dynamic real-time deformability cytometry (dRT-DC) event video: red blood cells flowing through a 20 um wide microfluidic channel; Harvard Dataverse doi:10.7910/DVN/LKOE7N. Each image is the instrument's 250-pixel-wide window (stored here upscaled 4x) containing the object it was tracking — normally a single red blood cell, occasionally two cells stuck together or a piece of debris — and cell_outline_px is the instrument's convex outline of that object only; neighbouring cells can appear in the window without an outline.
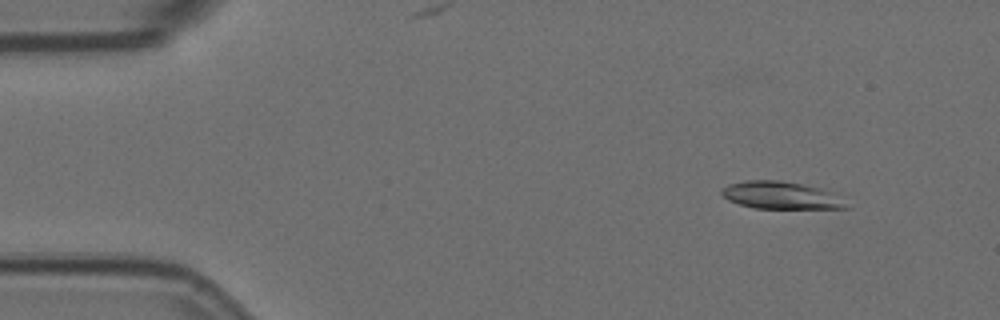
{"species": "Egyptian fruit bat (a non-hibernating species)", "species_latin": "Rousettus aegyptiacus", "temperature_condition": "room temperature", "stored_images_in_passage": 31, "camera_frame_rate_fps": 3000, "um_per_image_px": 0.085, "animal": {"sex": "female"}, "frame": {"image": 1, "passage_image": 3, "time_ms": 0.667, "image_size_px": [1000, 320], "cell_outline_px": [[852, 208], [756, 208], [740, 204], [728, 200], [720, 192], [728, 184], [748, 180], [776, 180], [800, 184], [820, 188], [836, 192]], "centroid_in_image_um": [66.44, 16.6], "position_along_channel_um": 18.6, "area_um2": 19.83}}
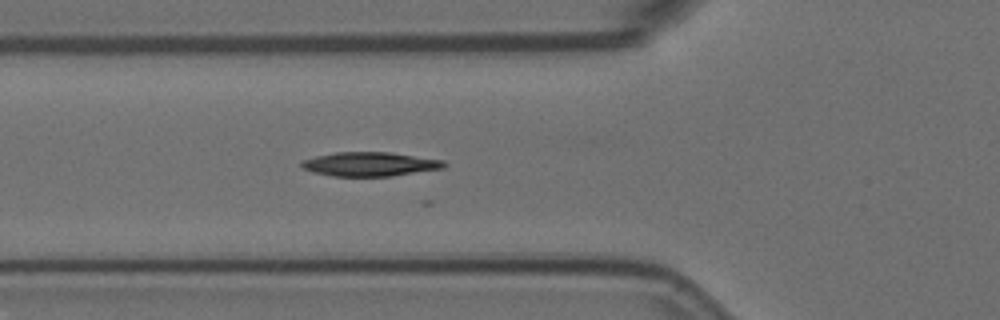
{"frame": {"image": 2, "passage_image": 17, "time_ms": 5.333, "image_size_px": [1000, 320], "cell_outline_px": [[448, 164], [444, 168], [392, 176], [332, 176], [312, 172], [304, 168], [300, 164], [304, 160], [316, 156], [336, 152], [392, 152], [444, 160]], "centroid_in_image_um": [31.49, 13.95], "position_along_channel_um": 94.3, "area_um2": 20.06}}
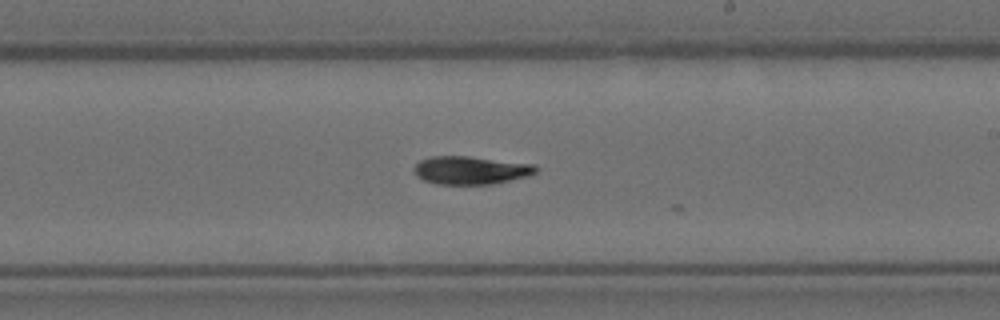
{"frame": {"image": 3, "passage_image": 30, "time_ms": 9.667, "image_size_px": [1000, 320], "cell_outline_px": [[540, 168], [536, 172], [528, 176], [492, 184], [436, 184], [424, 180], [416, 176], [412, 168], [420, 160], [432, 156], [468, 156], [532, 164]], "centroid_in_image_um": [39.98, 14.47], "position_along_channel_um": 249.0, "area_um2": 19.94}}